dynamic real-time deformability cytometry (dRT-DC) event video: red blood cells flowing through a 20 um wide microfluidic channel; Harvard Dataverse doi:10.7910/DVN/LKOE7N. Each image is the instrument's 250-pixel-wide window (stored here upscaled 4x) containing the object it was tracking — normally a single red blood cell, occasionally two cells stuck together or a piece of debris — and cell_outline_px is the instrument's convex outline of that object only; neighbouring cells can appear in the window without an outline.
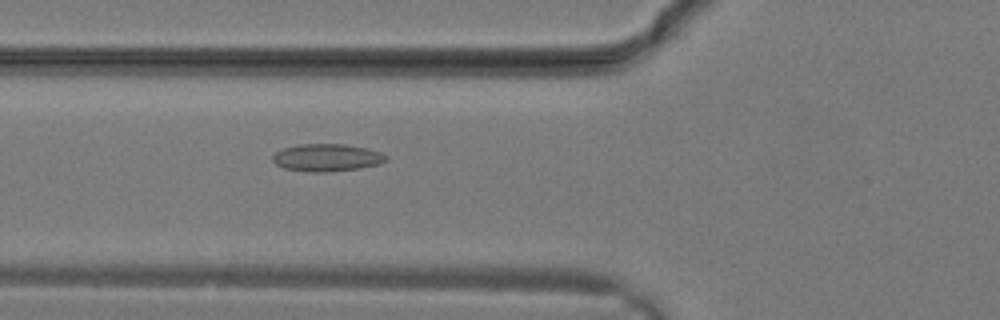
{"species": "common noctule bat (a hibernating species)", "species_latin": "Nyctalus noctula", "temperature_condition": "warm", "stored_images_in_passage": 12, "camera_frame_rate_fps": 3000, "um_per_image_px": 0.085, "animal": {"sex": "male", "body_mass_g": 19.2, "forearm_length_mm": 51.8}, "frame": {"image": 1, "passage_image": 12, "time_ms": 3.667, "image_size_px": [1000, 320], "cell_outline_px": [[388, 160], [380, 164], [360, 168], [328, 172], [308, 172], [284, 168], [276, 164], [272, 160], [272, 156], [276, 152], [284, 148], [300, 144], [344, 144], [368, 148], [380, 152], [388, 156]], "centroid_in_image_um": [27.81, 13.4], "position_along_channel_um": 98.0, "area_um2": 18.26}}